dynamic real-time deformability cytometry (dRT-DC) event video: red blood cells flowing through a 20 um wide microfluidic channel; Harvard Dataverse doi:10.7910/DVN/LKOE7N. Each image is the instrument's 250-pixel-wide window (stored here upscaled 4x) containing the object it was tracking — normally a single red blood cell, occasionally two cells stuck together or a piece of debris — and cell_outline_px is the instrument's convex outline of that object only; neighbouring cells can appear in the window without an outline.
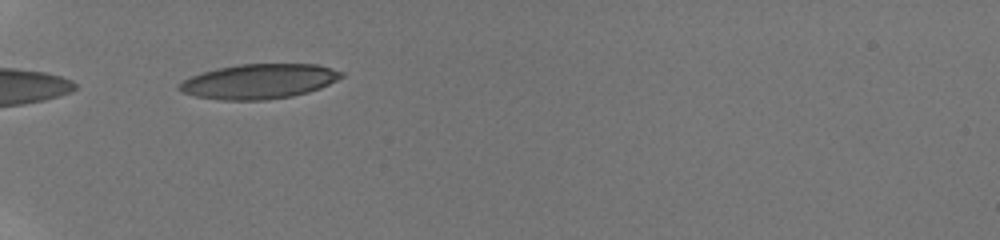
{"species": "human", "species_latin": "Homo sapiens", "temperature_condition": "room temperature", "stored_images_in_passage": 31, "camera_frame_rate_fps": 3000, "um_per_image_px": 0.085, "donor": {"sex": "male"}, "frame": {"image": 1, "passage_image": 1, "time_ms": 0.0, "image_size_px": [1000, 240], "cell_outline_px": [[344, 76], [320, 88], [308, 92], [292, 96], [264, 100], [224, 100], [196, 96], [180, 92], [176, 88], [184, 80], [192, 76], [216, 68], [240, 64], [316, 64], [344, 72]], "centroid_in_image_um": [22.01, 6.92], "position_along_channel_um": 63.0, "area_um2": 32.71}}
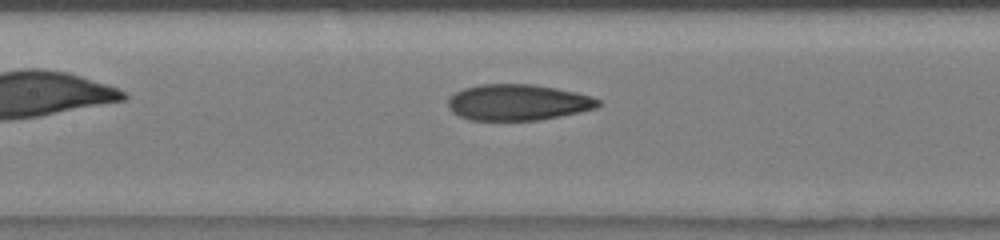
{"frame": {"image": 2, "passage_image": 12, "time_ms": 3.0, "image_size_px": [1000, 240], "cell_outline_px": [[600, 104], [596, 108], [560, 116], [540, 120], [468, 120], [452, 112], [448, 108], [448, 100], [456, 92], [464, 88], [480, 84], [532, 84], [556, 88], [576, 92], [592, 96], [600, 100]], "centroid_in_image_um": [44.02, 8.7], "position_along_channel_um": 163.4, "area_um2": 31.56}}
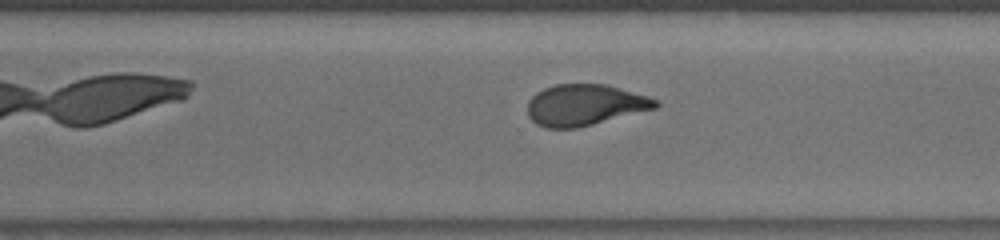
{"frame": {"image": 3, "passage_image": 28, "time_ms": 7.0, "image_size_px": [1000, 240], "cell_outline_px": [[660, 104], [656, 108], [576, 128], [544, 128], [536, 124], [528, 116], [528, 100], [536, 92], [544, 88], [556, 84], [604, 84], [648, 96], [660, 100]], "centroid_in_image_um": [49.69, 8.92], "position_along_channel_um": 320.9, "area_um2": 30.63}}